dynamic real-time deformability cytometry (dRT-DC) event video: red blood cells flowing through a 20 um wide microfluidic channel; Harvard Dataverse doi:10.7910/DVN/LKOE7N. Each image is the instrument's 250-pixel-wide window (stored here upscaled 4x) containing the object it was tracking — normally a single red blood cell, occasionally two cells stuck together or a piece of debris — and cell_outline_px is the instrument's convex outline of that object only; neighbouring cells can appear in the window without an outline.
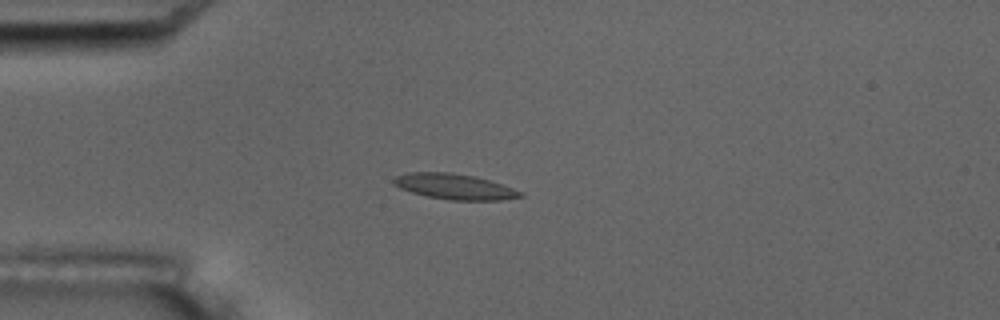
{"species": "common noctule bat (a hibernating species)", "species_latin": "Nyctalus noctula", "temperature_condition": "room temperature", "stored_images_in_passage": 10, "camera_frame_rate_fps": 3000, "um_per_image_px": 0.085, "animal": {"sex": "male", "body_mass_g": 17.5, "forearm_length_mm": 52.3}, "frame": {"image": 1, "passage_image": 4, "time_ms": 3.333, "image_size_px": [1000, 320], "cell_outline_px": [[524, 196], [500, 200], [448, 200], [424, 196], [400, 188], [392, 184], [392, 180], [396, 176], [408, 172], [452, 172], [476, 176], [524, 192]], "centroid_in_image_um": [38.6, 15.86], "position_along_channel_um": 46.4, "area_um2": 18.96}}